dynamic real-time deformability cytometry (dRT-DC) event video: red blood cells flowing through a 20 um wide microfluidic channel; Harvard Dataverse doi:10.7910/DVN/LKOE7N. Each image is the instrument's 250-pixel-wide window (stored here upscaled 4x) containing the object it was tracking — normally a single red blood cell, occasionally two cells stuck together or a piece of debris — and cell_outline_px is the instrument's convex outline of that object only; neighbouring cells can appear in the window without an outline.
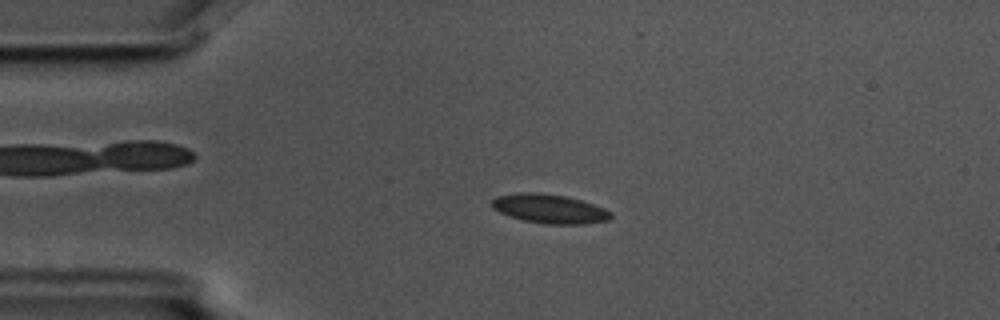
{"species": "common noctule bat (a hibernating species)", "species_latin": "Nyctalus noctula", "temperature_condition": "cold", "stored_images_in_passage": 4, "camera_frame_rate_fps": 3000, "um_per_image_px": 0.085, "animal": {"sex": "male", "body_mass_g": 17.5, "forearm_length_mm": 52.3}, "frame": {"image": 1, "passage_image": 3, "time_ms": 0.667, "image_size_px": [1000, 320], "cell_outline_px": [[612, 216], [608, 220], [584, 224], [548, 224], [524, 220], [500, 212], [492, 208], [492, 200], [496, 196], [516, 192], [540, 192], [564, 196], [580, 200], [604, 208], [612, 212]], "centroid_in_image_um": [46.7, 17.73], "position_along_channel_um": 38.3, "area_um2": 20.06}}